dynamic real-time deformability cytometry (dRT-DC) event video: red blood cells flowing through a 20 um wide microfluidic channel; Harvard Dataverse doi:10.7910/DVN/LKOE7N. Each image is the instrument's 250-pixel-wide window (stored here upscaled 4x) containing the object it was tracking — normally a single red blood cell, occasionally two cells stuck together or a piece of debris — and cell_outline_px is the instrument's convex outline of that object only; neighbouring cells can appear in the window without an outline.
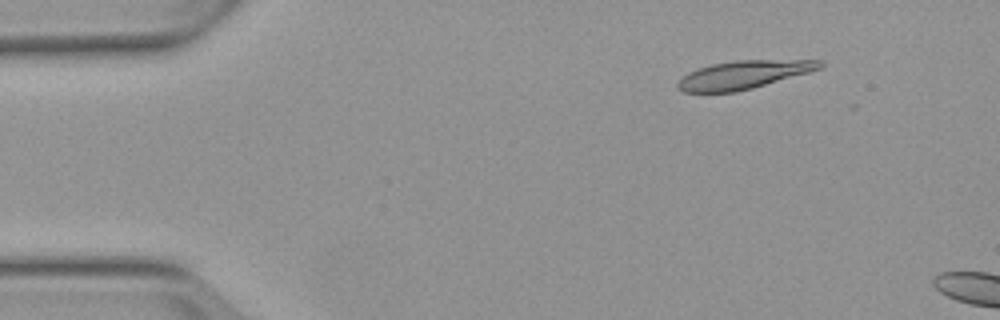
{"species": "Egyptian fruit bat (a non-hibernating species)", "species_latin": "Rousettus aegyptiacus", "temperature_condition": "warm", "stored_images_in_passage": 3, "camera_frame_rate_fps": 3000, "um_per_image_px": 0.085, "animal": {"sex": "female"}, "frame": {"image": 1, "passage_image": 2, "time_ms": 1.333, "image_size_px": [1000, 320], "cell_outline_px": [[824, 64], [820, 68], [808, 72], [752, 88], [736, 92], [684, 92], [676, 88], [676, 84], [680, 76], [688, 72], [712, 64], [736, 60], [824, 60]], "centroid_in_image_um": [63.14, 6.35], "position_along_channel_um": 21.9, "area_um2": 23.24}}